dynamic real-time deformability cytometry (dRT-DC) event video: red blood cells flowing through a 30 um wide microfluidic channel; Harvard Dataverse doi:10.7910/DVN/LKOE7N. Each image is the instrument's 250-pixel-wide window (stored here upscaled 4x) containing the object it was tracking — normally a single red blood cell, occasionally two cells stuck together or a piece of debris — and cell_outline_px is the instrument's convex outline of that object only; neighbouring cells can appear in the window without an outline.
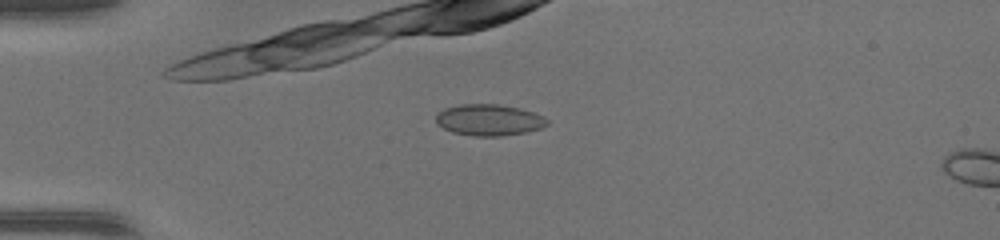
{"species": "common noctule bat (a hibernating species)", "species_latin": "Nyctalus noctula", "temperature_condition": "warm", "stored_images_in_passage": 5, "camera_frame_rate_fps": 3000, "um_per_image_px": 0.085, "animal": {"sex": "female", "body_mass_g": 17.0, "forearm_length_mm": 48.0}, "frame": {"image": 1, "passage_image": 2, "time_ms": 0.333, "image_size_px": [1000, 240], "cell_outline_px": [[548, 124], [540, 128], [524, 132], [500, 136], [472, 136], [452, 132], [436, 124], [436, 116], [444, 108], [460, 104], [496, 104], [516, 108], [532, 112], [544, 116], [548, 120]], "centroid_in_image_um": [41.54, 10.2], "position_along_channel_um": 43.5, "area_um2": 20.11}}